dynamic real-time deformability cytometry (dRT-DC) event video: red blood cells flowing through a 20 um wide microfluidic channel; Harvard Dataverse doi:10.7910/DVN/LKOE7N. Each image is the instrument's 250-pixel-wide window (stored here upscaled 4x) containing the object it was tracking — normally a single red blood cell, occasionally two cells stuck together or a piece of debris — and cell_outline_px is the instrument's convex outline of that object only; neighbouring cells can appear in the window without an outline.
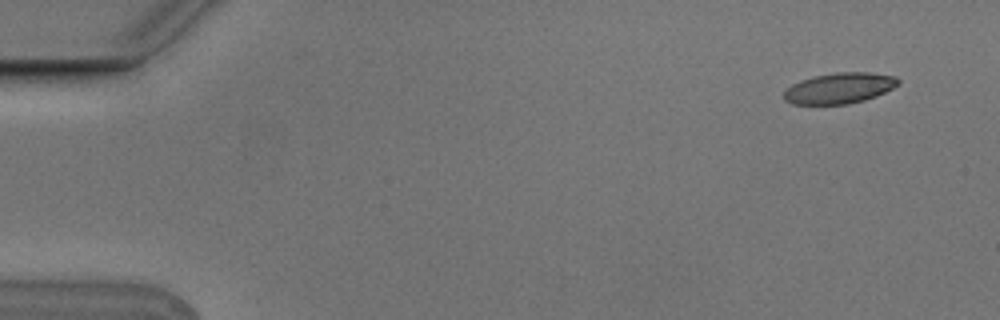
{"species": "Egyptian fruit bat (a non-hibernating species)", "species_latin": "Rousettus aegyptiacus", "temperature_condition": "cold", "stored_images_in_passage": 9, "camera_frame_rate_fps": 3000, "um_per_image_px": 0.085, "animal": {"sex": "male"}, "frame": {"image": 1, "passage_image": 2, "time_ms": 0.333, "image_size_px": [1000, 320], "cell_outline_px": [[900, 84], [876, 96], [864, 100], [848, 104], [792, 104], [784, 100], [784, 92], [792, 84], [800, 80], [812, 76], [836, 72], [868, 72], [896, 76], [900, 80]], "centroid_in_image_um": [71.35, 7.48], "position_along_channel_um": 13.6, "area_um2": 20.58}}
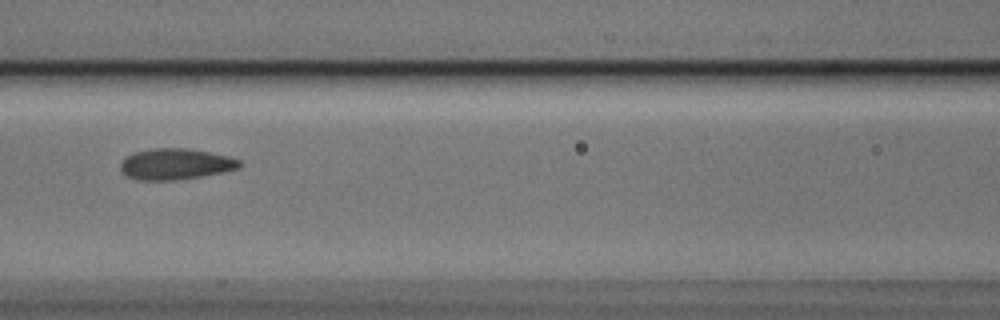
{"frame": {"image": 2, "passage_image": 8, "time_ms": 2.333, "image_size_px": [1000, 320], "cell_outline_px": [[240, 168], [224, 172], [176, 180], [136, 180], [128, 176], [120, 168], [120, 164], [124, 156], [132, 152], [152, 148], [188, 148], [228, 156], [240, 160]], "centroid_in_image_um": [14.89, 13.94], "position_along_channel_um": 151.7, "area_um2": 21.62}}
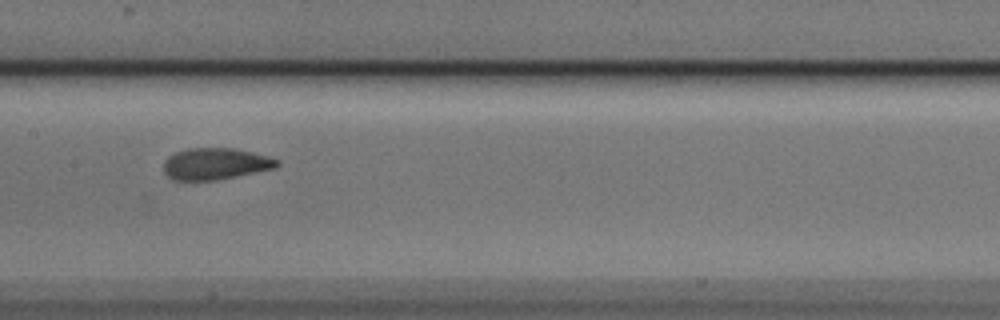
{"frame": {"image": 3, "passage_image": 9, "time_ms": 2.667, "image_size_px": [1000, 320], "cell_outline_px": [[280, 164], [276, 168], [216, 180], [172, 180], [164, 172], [164, 160], [168, 156], [176, 152], [188, 148], [232, 148], [252, 152], [268, 156], [280, 160]], "centroid_in_image_um": [18.32, 13.92], "position_along_channel_um": 189.1, "area_um2": 20.92}}